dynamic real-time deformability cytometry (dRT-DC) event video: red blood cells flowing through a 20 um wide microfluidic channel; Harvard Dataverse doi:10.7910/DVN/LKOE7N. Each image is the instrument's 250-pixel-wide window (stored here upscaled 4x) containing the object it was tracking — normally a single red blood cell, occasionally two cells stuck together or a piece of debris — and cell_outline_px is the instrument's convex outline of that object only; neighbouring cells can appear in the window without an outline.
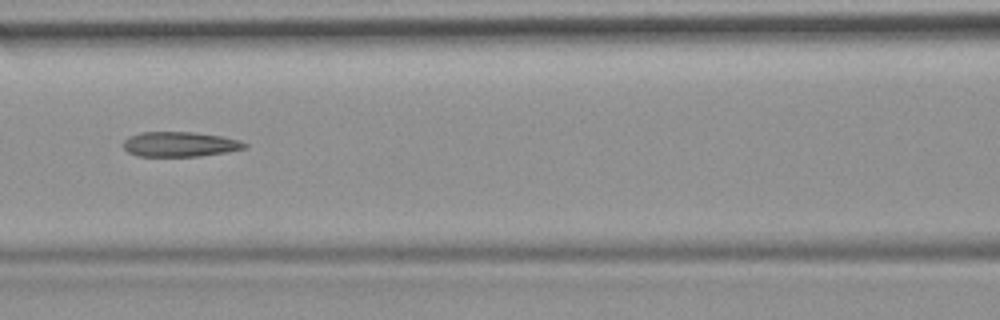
{"species": "common noctule bat (a hibernating species)", "species_latin": "Nyctalus noctula", "temperature_condition": "room temperature", "stored_images_in_passage": 52, "camera_frame_rate_fps": 3000, "um_per_image_px": 0.085, "animal": {"sex": "female", "body_mass_g": 19.9}, "frame": {"image": 1, "passage_image": 23, "time_ms": 7.333, "image_size_px": [1000, 320], "cell_outline_px": [[248, 148], [228, 152], [200, 156], [136, 156], [128, 152], [124, 148], [124, 140], [128, 136], [140, 132], [192, 132], [224, 136], [240, 140], [248, 144]], "centroid_in_image_um": [15.33, 12.26], "position_along_channel_um": 151.3, "area_um2": 17.86}, "authors_computed_cell_mechanics": {"area_um2": 18.4093, "velocity_mm_per_s": 3.833, "shape_relaxation_time_tau1_ms": null, "shape_relaxation_time_tau2_ms": 5.5282, "deformation_change_tau1": null, "deformation_change_tau2": 0.1744}}